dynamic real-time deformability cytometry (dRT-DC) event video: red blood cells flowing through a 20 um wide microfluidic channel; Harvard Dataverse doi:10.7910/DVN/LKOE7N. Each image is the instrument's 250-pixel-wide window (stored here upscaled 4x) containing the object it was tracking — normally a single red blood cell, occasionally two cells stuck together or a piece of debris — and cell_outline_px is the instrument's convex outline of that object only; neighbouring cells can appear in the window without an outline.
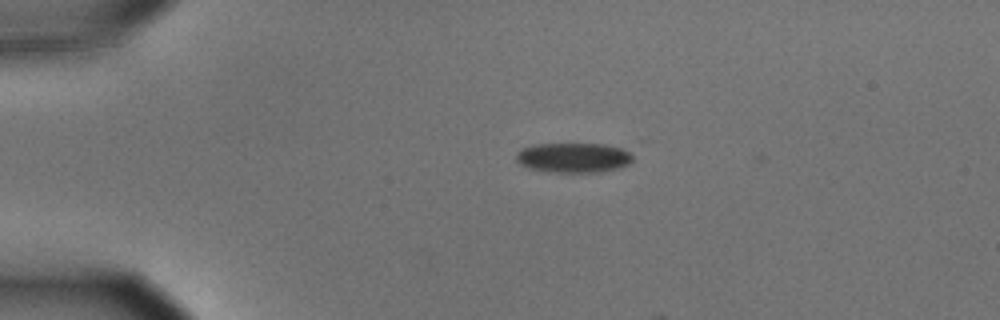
{"species": "common noctule bat (a hibernating species)", "species_latin": "Nyctalus noctula", "temperature_condition": "cold", "stored_images_in_passage": 3, "camera_frame_rate_fps": 3000, "um_per_image_px": 0.085, "animal": {"sex": "male", "body_mass_g": 15.6}, "frame": {"image": 1, "passage_image": 1, "time_ms": 0.0, "image_size_px": [1000, 320], "cell_outline_px": [[632, 160], [628, 164], [616, 168], [600, 172], [552, 172], [528, 168], [520, 164], [516, 160], [516, 152], [520, 148], [536, 144], [604, 144], [620, 148], [628, 152], [632, 156]], "centroid_in_image_um": [48.68, 13.4], "position_along_channel_um": 36.3, "area_um2": 20.17}}